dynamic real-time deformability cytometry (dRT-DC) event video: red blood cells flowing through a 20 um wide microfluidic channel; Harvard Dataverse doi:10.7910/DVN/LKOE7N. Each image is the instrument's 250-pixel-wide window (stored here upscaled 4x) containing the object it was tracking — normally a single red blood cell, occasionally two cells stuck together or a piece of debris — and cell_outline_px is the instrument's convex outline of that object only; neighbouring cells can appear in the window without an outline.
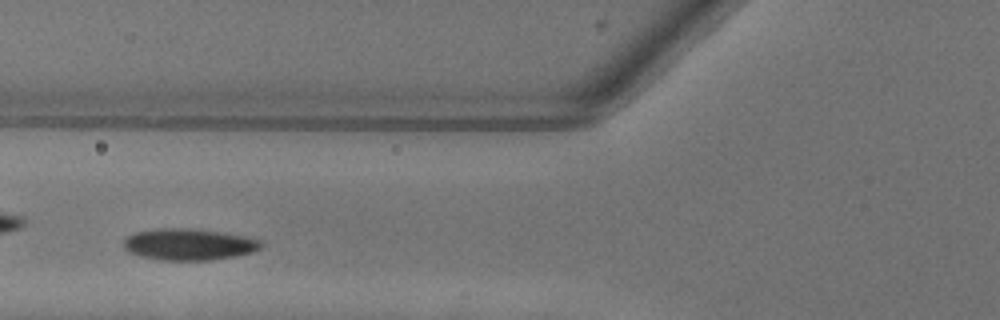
{"species": "common noctule bat (a hibernating species)", "species_latin": "Nyctalus noctula", "temperature_condition": "warm", "stored_images_in_passage": 34, "camera_frame_rate_fps": 3000, "um_per_image_px": 0.085, "animal": {"sex": "female"}, "frame": {"image": 1, "passage_image": 6, "time_ms": 1.667, "image_size_px": [1000, 320], "cell_outline_px": [[264, 244], [260, 248], [252, 252], [232, 256], [208, 260], [160, 260], [140, 256], [128, 252], [124, 248], [124, 240], [128, 236], [136, 232], [160, 228], [188, 228], [224, 232], [244, 236], [260, 240]], "centroid_in_image_um": [16.04, 20.77], "position_along_channel_um": 109.8, "area_um2": 25.14}, "authors_computed_cell_mechanics": {"area_um2": 25.2008, "velocity_mm_per_s": 4.0027, "shape_relaxation_time_tau1_ms": 2.4329, "shape_relaxation_time_tau2_ms": null, "deformation_change_tau1": 0.1252, "deformation_change_tau2": null}}